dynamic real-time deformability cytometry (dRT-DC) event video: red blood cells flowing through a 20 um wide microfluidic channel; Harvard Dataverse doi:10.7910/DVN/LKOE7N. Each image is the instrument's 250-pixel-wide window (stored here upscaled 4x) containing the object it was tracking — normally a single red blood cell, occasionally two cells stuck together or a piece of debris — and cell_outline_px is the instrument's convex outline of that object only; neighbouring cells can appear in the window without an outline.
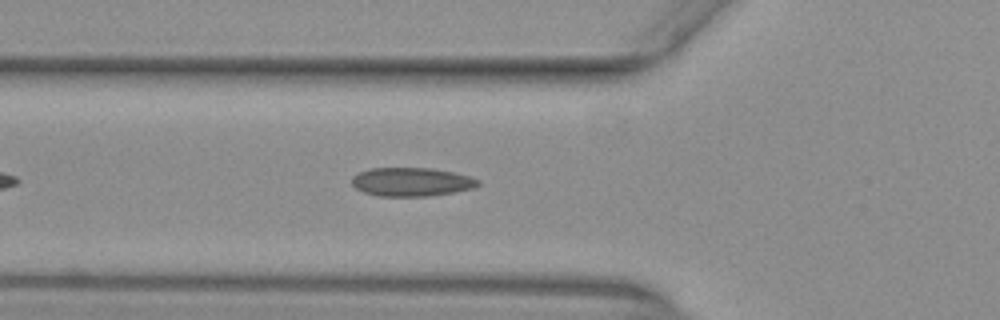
{"species": "common noctule bat (a hibernating species)", "species_latin": "Nyctalus noctula", "temperature_condition": "warm", "stored_images_in_passage": 32, "camera_frame_rate_fps": 3000, "um_per_image_px": 0.085, "animal": {"sex": "female", "body_mass_g": 29.2, "forearm_length_mm": 56.3}, "frame": {"image": 1, "passage_image": 7, "time_ms": 2.0, "image_size_px": [1000, 320], "cell_outline_px": [[480, 184], [472, 188], [456, 192], [428, 196], [380, 196], [364, 192], [356, 188], [352, 184], [352, 176], [360, 172], [372, 168], [432, 168], [452, 172], [468, 176], [480, 180]], "centroid_in_image_um": [34.98, 15.46], "position_along_channel_um": 90.8, "area_um2": 20.98}}
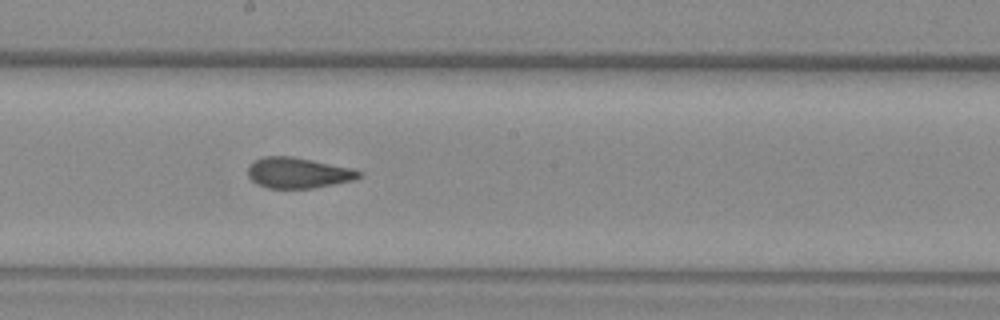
{"frame": {"image": 2, "passage_image": 17, "time_ms": 5.333, "image_size_px": [1000, 320], "cell_outline_px": [[364, 172], [356, 180], [312, 188], [268, 188], [256, 184], [248, 176], [248, 168], [256, 160], [264, 156], [292, 156], [352, 168]], "centroid_in_image_um": [25.37, 14.7], "position_along_channel_um": 222.8, "area_um2": 19.83}}
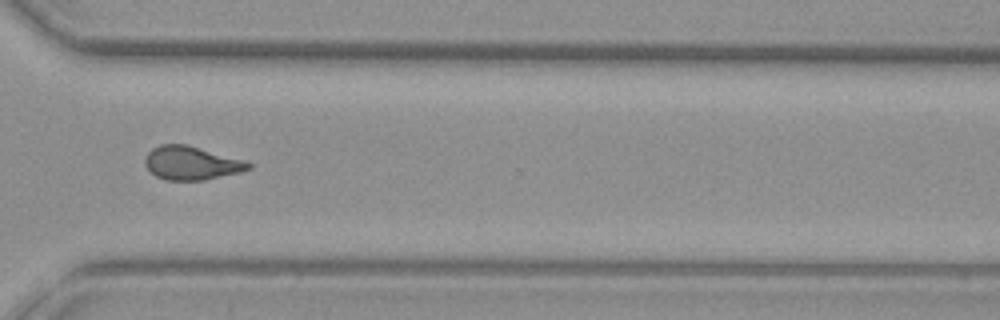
{"frame": {"image": 3, "passage_image": 27, "time_ms": 8.667, "image_size_px": [1000, 320], "cell_outline_px": [[252, 168], [240, 172], [204, 180], [168, 180], [156, 176], [144, 164], [144, 156], [152, 148], [160, 144], [188, 144], [244, 160], [252, 164]], "centroid_in_image_um": [16.26, 13.84], "position_along_channel_um": 354.3, "area_um2": 20.29}, "authors_computed_cell_mechanics": {"area_um2": 20.3745, "velocity_mm_per_s": 3.9496, "shape_relaxation_time_tau1_ms": null, "shape_relaxation_time_tau2_ms": 1.0561, "deformation_change_tau1": null, "deformation_change_tau2": 0.063}}